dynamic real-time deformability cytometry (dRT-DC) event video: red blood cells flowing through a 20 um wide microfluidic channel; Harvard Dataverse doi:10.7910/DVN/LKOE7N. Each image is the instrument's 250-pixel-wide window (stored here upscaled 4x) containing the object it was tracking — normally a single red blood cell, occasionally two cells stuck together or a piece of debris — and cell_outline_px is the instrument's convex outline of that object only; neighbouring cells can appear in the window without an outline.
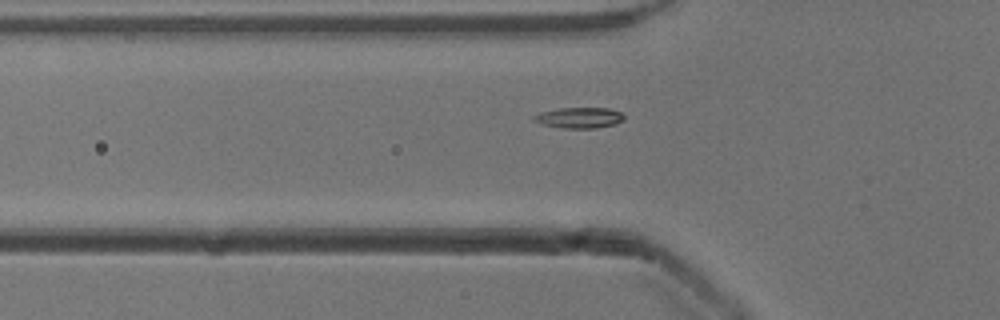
{"species": "common noctule bat (a hibernating species)", "species_latin": "Nyctalus noctula", "temperature_condition": "cold", "stored_images_in_passage": 42, "camera_frame_rate_fps": 3000, "um_per_image_px": 0.085, "animal": {"sex": "male", "body_mass_g": 13.3}, "frame": {"image": 1, "passage_image": 7, "time_ms": 2.0, "image_size_px": [1000, 320], "cell_outline_px": [[624, 120], [616, 124], [596, 128], [560, 128], [540, 124], [532, 120], [532, 116], [540, 112], [560, 108], [608, 108], [620, 112], [624, 116]], "centroid_in_image_um": [49.2, 10.01], "position_along_channel_um": 76.6, "area_um2": 11.04}}
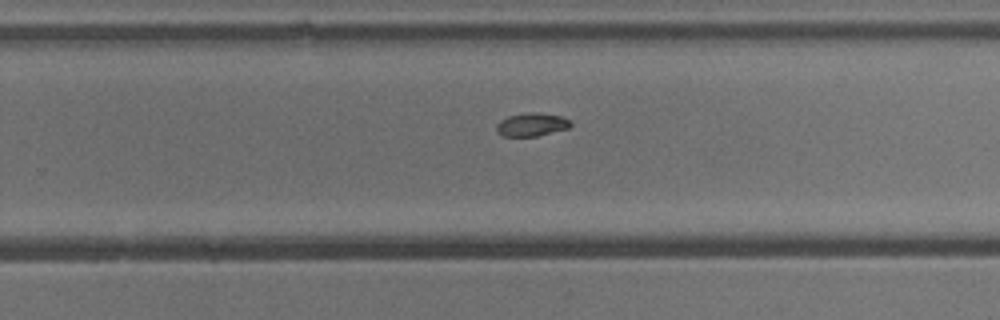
{"frame": {"image": 2, "passage_image": 23, "time_ms": 7.333, "image_size_px": [1000, 320], "cell_outline_px": [[572, 124], [568, 128], [536, 136], [500, 136], [496, 132], [496, 124], [500, 120], [508, 116], [528, 112], [536, 112], [560, 116], [568, 120]], "centroid_in_image_um": [45.13, 10.59], "position_along_channel_um": 284.7, "area_um2": 10.0}}
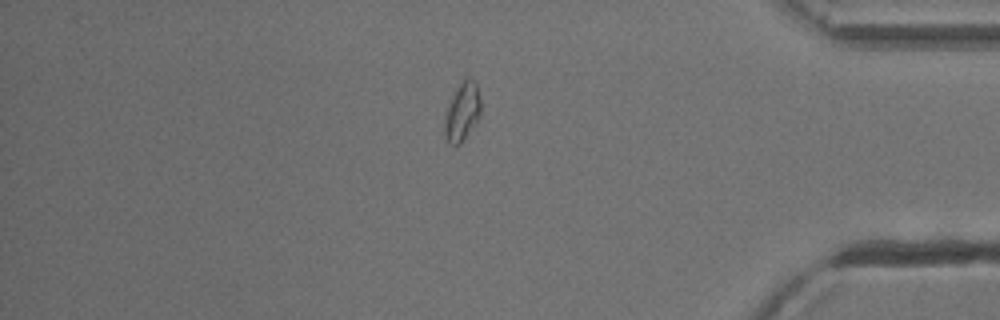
{"frame": {"image": 3, "passage_image": 34, "time_ms": 11.0, "image_size_px": [1000, 320], "cell_outline_px": [[480, 116], [460, 144], [448, 144], [444, 136], [444, 112], [460, 80], [468, 76], [476, 84], [480, 100]], "centroid_in_image_um": [39.25, 9.49], "position_along_channel_um": 396.0, "area_um2": 12.43}, "authors_computed_cell_mechanics": {"area_um2": 10.693, "velocity_mm_per_s": 3.8895, "shape_relaxation_time_tau1_ms": null, "shape_relaxation_time_tau2_ms": 3.257, "deformation_change_tau1": null, "deformation_change_tau2": 0.0529}}